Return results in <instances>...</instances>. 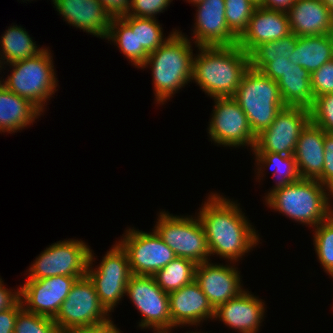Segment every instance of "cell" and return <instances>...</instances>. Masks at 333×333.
Wrapping results in <instances>:
<instances>
[{"label":"cell","mask_w":333,"mask_h":333,"mask_svg":"<svg viewBox=\"0 0 333 333\" xmlns=\"http://www.w3.org/2000/svg\"><path fill=\"white\" fill-rule=\"evenodd\" d=\"M198 213L204 228L210 256L239 261L259 242V235L235 202L211 194ZM243 213V214H242Z\"/></svg>","instance_id":"cell-1"},{"label":"cell","mask_w":333,"mask_h":333,"mask_svg":"<svg viewBox=\"0 0 333 333\" xmlns=\"http://www.w3.org/2000/svg\"><path fill=\"white\" fill-rule=\"evenodd\" d=\"M0 45L2 47L0 53V69L4 62L8 64L22 61L37 56L44 48H38L29 36L28 32L21 26L13 25L4 32ZM4 60V61H3ZM6 60V61H5ZM2 63V64H1Z\"/></svg>","instance_id":"cell-28"},{"label":"cell","mask_w":333,"mask_h":333,"mask_svg":"<svg viewBox=\"0 0 333 333\" xmlns=\"http://www.w3.org/2000/svg\"><path fill=\"white\" fill-rule=\"evenodd\" d=\"M112 320L94 326H87L71 331L72 333H121Z\"/></svg>","instance_id":"cell-44"},{"label":"cell","mask_w":333,"mask_h":333,"mask_svg":"<svg viewBox=\"0 0 333 333\" xmlns=\"http://www.w3.org/2000/svg\"><path fill=\"white\" fill-rule=\"evenodd\" d=\"M256 156V163L258 168V177L262 174L261 167H270L274 170L273 175H280L278 183L276 181V186L272 190L284 187L290 183L297 182L300 180V175L298 172L297 164L294 155H283L278 153H254ZM261 163V164H260ZM261 166V167H260ZM261 173V174H259Z\"/></svg>","instance_id":"cell-31"},{"label":"cell","mask_w":333,"mask_h":333,"mask_svg":"<svg viewBox=\"0 0 333 333\" xmlns=\"http://www.w3.org/2000/svg\"><path fill=\"white\" fill-rule=\"evenodd\" d=\"M297 36L291 33L277 41L259 44L249 53L250 67L260 71L268 62L288 59L294 52Z\"/></svg>","instance_id":"cell-30"},{"label":"cell","mask_w":333,"mask_h":333,"mask_svg":"<svg viewBox=\"0 0 333 333\" xmlns=\"http://www.w3.org/2000/svg\"><path fill=\"white\" fill-rule=\"evenodd\" d=\"M198 49L201 52L194 56L192 80L212 98L233 97L250 67L249 54L237 44Z\"/></svg>","instance_id":"cell-2"},{"label":"cell","mask_w":333,"mask_h":333,"mask_svg":"<svg viewBox=\"0 0 333 333\" xmlns=\"http://www.w3.org/2000/svg\"><path fill=\"white\" fill-rule=\"evenodd\" d=\"M191 42L175 32L148 55L141 68L150 65L157 102L164 104L176 91L192 80L194 54Z\"/></svg>","instance_id":"cell-3"},{"label":"cell","mask_w":333,"mask_h":333,"mask_svg":"<svg viewBox=\"0 0 333 333\" xmlns=\"http://www.w3.org/2000/svg\"><path fill=\"white\" fill-rule=\"evenodd\" d=\"M154 230L176 257L190 259L196 264L210 261L207 238L198 217L173 216L164 211L159 214Z\"/></svg>","instance_id":"cell-7"},{"label":"cell","mask_w":333,"mask_h":333,"mask_svg":"<svg viewBox=\"0 0 333 333\" xmlns=\"http://www.w3.org/2000/svg\"><path fill=\"white\" fill-rule=\"evenodd\" d=\"M314 229L313 242L319 262L325 272L333 276V214Z\"/></svg>","instance_id":"cell-32"},{"label":"cell","mask_w":333,"mask_h":333,"mask_svg":"<svg viewBox=\"0 0 333 333\" xmlns=\"http://www.w3.org/2000/svg\"><path fill=\"white\" fill-rule=\"evenodd\" d=\"M93 255L90 250L86 275L93 282L100 303L110 313L126 295L127 283L132 276L128 256L117 243L103 257L99 266H96L98 268L93 270Z\"/></svg>","instance_id":"cell-9"},{"label":"cell","mask_w":333,"mask_h":333,"mask_svg":"<svg viewBox=\"0 0 333 333\" xmlns=\"http://www.w3.org/2000/svg\"><path fill=\"white\" fill-rule=\"evenodd\" d=\"M311 88L314 98L333 93V59L311 74Z\"/></svg>","instance_id":"cell-37"},{"label":"cell","mask_w":333,"mask_h":333,"mask_svg":"<svg viewBox=\"0 0 333 333\" xmlns=\"http://www.w3.org/2000/svg\"><path fill=\"white\" fill-rule=\"evenodd\" d=\"M281 99L285 106L310 109L314 103L311 74L290 60L287 69L277 80Z\"/></svg>","instance_id":"cell-25"},{"label":"cell","mask_w":333,"mask_h":333,"mask_svg":"<svg viewBox=\"0 0 333 333\" xmlns=\"http://www.w3.org/2000/svg\"><path fill=\"white\" fill-rule=\"evenodd\" d=\"M296 0H264L261 7L287 12Z\"/></svg>","instance_id":"cell-45"},{"label":"cell","mask_w":333,"mask_h":333,"mask_svg":"<svg viewBox=\"0 0 333 333\" xmlns=\"http://www.w3.org/2000/svg\"><path fill=\"white\" fill-rule=\"evenodd\" d=\"M239 271L233 266L212 264L209 261L197 264L195 269V281L202 292L208 298L212 307L239 296L244 289L241 285Z\"/></svg>","instance_id":"cell-16"},{"label":"cell","mask_w":333,"mask_h":333,"mask_svg":"<svg viewBox=\"0 0 333 333\" xmlns=\"http://www.w3.org/2000/svg\"><path fill=\"white\" fill-rule=\"evenodd\" d=\"M106 38L118 45L125 57L137 67L136 30H132L120 17H112Z\"/></svg>","instance_id":"cell-33"},{"label":"cell","mask_w":333,"mask_h":333,"mask_svg":"<svg viewBox=\"0 0 333 333\" xmlns=\"http://www.w3.org/2000/svg\"><path fill=\"white\" fill-rule=\"evenodd\" d=\"M188 2H191L193 4H196L198 2L204 1V0H187Z\"/></svg>","instance_id":"cell-49"},{"label":"cell","mask_w":333,"mask_h":333,"mask_svg":"<svg viewBox=\"0 0 333 333\" xmlns=\"http://www.w3.org/2000/svg\"><path fill=\"white\" fill-rule=\"evenodd\" d=\"M287 14L298 37L333 34V13L322 0H296Z\"/></svg>","instance_id":"cell-22"},{"label":"cell","mask_w":333,"mask_h":333,"mask_svg":"<svg viewBox=\"0 0 333 333\" xmlns=\"http://www.w3.org/2000/svg\"><path fill=\"white\" fill-rule=\"evenodd\" d=\"M77 279L74 276L58 275L41 280H27L19 289L23 308L54 319Z\"/></svg>","instance_id":"cell-15"},{"label":"cell","mask_w":333,"mask_h":333,"mask_svg":"<svg viewBox=\"0 0 333 333\" xmlns=\"http://www.w3.org/2000/svg\"><path fill=\"white\" fill-rule=\"evenodd\" d=\"M265 313L264 302L258 297L243 291L239 296L219 305L214 318H219L226 326L240 333H256Z\"/></svg>","instance_id":"cell-21"},{"label":"cell","mask_w":333,"mask_h":333,"mask_svg":"<svg viewBox=\"0 0 333 333\" xmlns=\"http://www.w3.org/2000/svg\"><path fill=\"white\" fill-rule=\"evenodd\" d=\"M225 8L227 26L239 38L246 30L256 6L250 0H225Z\"/></svg>","instance_id":"cell-34"},{"label":"cell","mask_w":333,"mask_h":333,"mask_svg":"<svg viewBox=\"0 0 333 333\" xmlns=\"http://www.w3.org/2000/svg\"><path fill=\"white\" fill-rule=\"evenodd\" d=\"M252 4L256 7H260L263 5L264 0H250Z\"/></svg>","instance_id":"cell-47"},{"label":"cell","mask_w":333,"mask_h":333,"mask_svg":"<svg viewBox=\"0 0 333 333\" xmlns=\"http://www.w3.org/2000/svg\"><path fill=\"white\" fill-rule=\"evenodd\" d=\"M324 150L323 172L317 180L333 193V133H326Z\"/></svg>","instance_id":"cell-39"},{"label":"cell","mask_w":333,"mask_h":333,"mask_svg":"<svg viewBox=\"0 0 333 333\" xmlns=\"http://www.w3.org/2000/svg\"><path fill=\"white\" fill-rule=\"evenodd\" d=\"M194 5L198 9L193 30L196 47L237 44L238 38L227 26L225 0H204Z\"/></svg>","instance_id":"cell-17"},{"label":"cell","mask_w":333,"mask_h":333,"mask_svg":"<svg viewBox=\"0 0 333 333\" xmlns=\"http://www.w3.org/2000/svg\"><path fill=\"white\" fill-rule=\"evenodd\" d=\"M326 189L329 194L325 192ZM330 195L333 196V193L317 179H300L270 190L265 200L275 211L284 213L301 224L316 227L333 214L329 202Z\"/></svg>","instance_id":"cell-4"},{"label":"cell","mask_w":333,"mask_h":333,"mask_svg":"<svg viewBox=\"0 0 333 333\" xmlns=\"http://www.w3.org/2000/svg\"><path fill=\"white\" fill-rule=\"evenodd\" d=\"M90 248L83 241L63 240L47 247L29 268L27 280H41L58 275L85 277Z\"/></svg>","instance_id":"cell-10"},{"label":"cell","mask_w":333,"mask_h":333,"mask_svg":"<svg viewBox=\"0 0 333 333\" xmlns=\"http://www.w3.org/2000/svg\"><path fill=\"white\" fill-rule=\"evenodd\" d=\"M287 12L256 7L237 45L249 54L256 46L291 34Z\"/></svg>","instance_id":"cell-18"},{"label":"cell","mask_w":333,"mask_h":333,"mask_svg":"<svg viewBox=\"0 0 333 333\" xmlns=\"http://www.w3.org/2000/svg\"><path fill=\"white\" fill-rule=\"evenodd\" d=\"M156 331V333H170L171 332V329L169 331V329H158V330H154Z\"/></svg>","instance_id":"cell-48"},{"label":"cell","mask_w":333,"mask_h":333,"mask_svg":"<svg viewBox=\"0 0 333 333\" xmlns=\"http://www.w3.org/2000/svg\"><path fill=\"white\" fill-rule=\"evenodd\" d=\"M288 61L289 59L284 58L268 62L260 71L272 80L277 81L287 69Z\"/></svg>","instance_id":"cell-41"},{"label":"cell","mask_w":333,"mask_h":333,"mask_svg":"<svg viewBox=\"0 0 333 333\" xmlns=\"http://www.w3.org/2000/svg\"><path fill=\"white\" fill-rule=\"evenodd\" d=\"M49 51L45 48L35 57L11 63L12 73L1 82L11 92L28 99L41 112L58 85Z\"/></svg>","instance_id":"cell-6"},{"label":"cell","mask_w":333,"mask_h":333,"mask_svg":"<svg viewBox=\"0 0 333 333\" xmlns=\"http://www.w3.org/2000/svg\"><path fill=\"white\" fill-rule=\"evenodd\" d=\"M213 99L215 105L208 128L211 141L218 145L235 148L247 145L253 150L256 135L237 101L233 97Z\"/></svg>","instance_id":"cell-13"},{"label":"cell","mask_w":333,"mask_h":333,"mask_svg":"<svg viewBox=\"0 0 333 333\" xmlns=\"http://www.w3.org/2000/svg\"><path fill=\"white\" fill-rule=\"evenodd\" d=\"M172 0H131L127 15L138 18H154L170 5Z\"/></svg>","instance_id":"cell-38"},{"label":"cell","mask_w":333,"mask_h":333,"mask_svg":"<svg viewBox=\"0 0 333 333\" xmlns=\"http://www.w3.org/2000/svg\"><path fill=\"white\" fill-rule=\"evenodd\" d=\"M309 121V109L285 106L272 124L256 135L253 153L294 155L300 133Z\"/></svg>","instance_id":"cell-12"},{"label":"cell","mask_w":333,"mask_h":333,"mask_svg":"<svg viewBox=\"0 0 333 333\" xmlns=\"http://www.w3.org/2000/svg\"><path fill=\"white\" fill-rule=\"evenodd\" d=\"M233 98L248 118L255 135L268 128L285 107L275 80L249 67Z\"/></svg>","instance_id":"cell-5"},{"label":"cell","mask_w":333,"mask_h":333,"mask_svg":"<svg viewBox=\"0 0 333 333\" xmlns=\"http://www.w3.org/2000/svg\"><path fill=\"white\" fill-rule=\"evenodd\" d=\"M2 279L0 278V312L12 307L19 299V289L17 292H11L8 288H4Z\"/></svg>","instance_id":"cell-43"},{"label":"cell","mask_w":333,"mask_h":333,"mask_svg":"<svg viewBox=\"0 0 333 333\" xmlns=\"http://www.w3.org/2000/svg\"><path fill=\"white\" fill-rule=\"evenodd\" d=\"M310 110V121L326 133H333V93L314 98Z\"/></svg>","instance_id":"cell-36"},{"label":"cell","mask_w":333,"mask_h":333,"mask_svg":"<svg viewBox=\"0 0 333 333\" xmlns=\"http://www.w3.org/2000/svg\"><path fill=\"white\" fill-rule=\"evenodd\" d=\"M23 308L19 299L12 307L0 312V333H13L18 312Z\"/></svg>","instance_id":"cell-40"},{"label":"cell","mask_w":333,"mask_h":333,"mask_svg":"<svg viewBox=\"0 0 333 333\" xmlns=\"http://www.w3.org/2000/svg\"><path fill=\"white\" fill-rule=\"evenodd\" d=\"M13 333H60V330L53 318L22 308L17 314Z\"/></svg>","instance_id":"cell-35"},{"label":"cell","mask_w":333,"mask_h":333,"mask_svg":"<svg viewBox=\"0 0 333 333\" xmlns=\"http://www.w3.org/2000/svg\"><path fill=\"white\" fill-rule=\"evenodd\" d=\"M136 309L143 315L139 326L143 328L172 329L169 295L158 285L153 276L134 275L126 288Z\"/></svg>","instance_id":"cell-14"},{"label":"cell","mask_w":333,"mask_h":333,"mask_svg":"<svg viewBox=\"0 0 333 333\" xmlns=\"http://www.w3.org/2000/svg\"><path fill=\"white\" fill-rule=\"evenodd\" d=\"M288 59L312 74L333 59V34L297 36L296 48Z\"/></svg>","instance_id":"cell-26"},{"label":"cell","mask_w":333,"mask_h":333,"mask_svg":"<svg viewBox=\"0 0 333 333\" xmlns=\"http://www.w3.org/2000/svg\"><path fill=\"white\" fill-rule=\"evenodd\" d=\"M322 1L330 9V11L333 13V0H322Z\"/></svg>","instance_id":"cell-46"},{"label":"cell","mask_w":333,"mask_h":333,"mask_svg":"<svg viewBox=\"0 0 333 333\" xmlns=\"http://www.w3.org/2000/svg\"><path fill=\"white\" fill-rule=\"evenodd\" d=\"M196 266L197 264L190 259L176 257L164 268L158 270L153 277L157 285L169 294L195 280Z\"/></svg>","instance_id":"cell-29"},{"label":"cell","mask_w":333,"mask_h":333,"mask_svg":"<svg viewBox=\"0 0 333 333\" xmlns=\"http://www.w3.org/2000/svg\"><path fill=\"white\" fill-rule=\"evenodd\" d=\"M132 30H136L137 39V67L141 68L148 55L159 48L175 32H171L165 39L162 27L156 18H138L123 14L119 16Z\"/></svg>","instance_id":"cell-27"},{"label":"cell","mask_w":333,"mask_h":333,"mask_svg":"<svg viewBox=\"0 0 333 333\" xmlns=\"http://www.w3.org/2000/svg\"><path fill=\"white\" fill-rule=\"evenodd\" d=\"M168 295L173 328L187 324L197 326L205 318L214 319L215 309L195 280Z\"/></svg>","instance_id":"cell-20"},{"label":"cell","mask_w":333,"mask_h":333,"mask_svg":"<svg viewBox=\"0 0 333 333\" xmlns=\"http://www.w3.org/2000/svg\"><path fill=\"white\" fill-rule=\"evenodd\" d=\"M102 6L112 17L126 14L130 8L131 0H99Z\"/></svg>","instance_id":"cell-42"},{"label":"cell","mask_w":333,"mask_h":333,"mask_svg":"<svg viewBox=\"0 0 333 333\" xmlns=\"http://www.w3.org/2000/svg\"><path fill=\"white\" fill-rule=\"evenodd\" d=\"M126 231L118 243L127 253L132 274L153 276L176 258L155 230L151 233L133 228Z\"/></svg>","instance_id":"cell-11"},{"label":"cell","mask_w":333,"mask_h":333,"mask_svg":"<svg viewBox=\"0 0 333 333\" xmlns=\"http://www.w3.org/2000/svg\"><path fill=\"white\" fill-rule=\"evenodd\" d=\"M40 115L41 111L34 104L8 90L0 80V132L15 133Z\"/></svg>","instance_id":"cell-24"},{"label":"cell","mask_w":333,"mask_h":333,"mask_svg":"<svg viewBox=\"0 0 333 333\" xmlns=\"http://www.w3.org/2000/svg\"><path fill=\"white\" fill-rule=\"evenodd\" d=\"M108 313L99 301L93 282L86 275L75 281L54 322L60 332H71L108 321Z\"/></svg>","instance_id":"cell-8"},{"label":"cell","mask_w":333,"mask_h":333,"mask_svg":"<svg viewBox=\"0 0 333 333\" xmlns=\"http://www.w3.org/2000/svg\"><path fill=\"white\" fill-rule=\"evenodd\" d=\"M326 132L311 121L302 129L294 150L301 179H317L323 172Z\"/></svg>","instance_id":"cell-23"},{"label":"cell","mask_w":333,"mask_h":333,"mask_svg":"<svg viewBox=\"0 0 333 333\" xmlns=\"http://www.w3.org/2000/svg\"><path fill=\"white\" fill-rule=\"evenodd\" d=\"M68 24L94 36L106 38L112 16L99 0H52Z\"/></svg>","instance_id":"cell-19"}]
</instances>
